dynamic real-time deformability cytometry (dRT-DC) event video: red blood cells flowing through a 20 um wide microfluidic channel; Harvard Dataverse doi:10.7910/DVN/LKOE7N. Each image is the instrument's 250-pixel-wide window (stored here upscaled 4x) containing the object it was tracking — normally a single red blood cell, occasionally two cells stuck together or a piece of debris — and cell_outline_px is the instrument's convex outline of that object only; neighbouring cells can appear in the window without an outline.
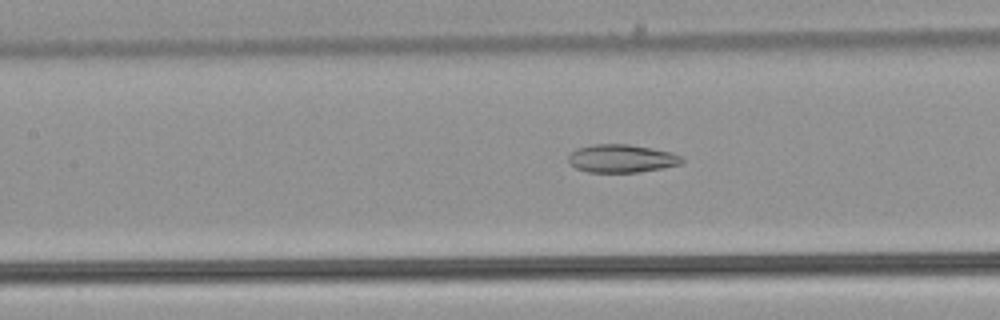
{"species": "common noctule bat (a hibernating species)", "species_latin": "Nyctalus noctula", "temperature_condition": "warm", "stored_images_in_passage": 51, "camera_frame_rate_fps": 3000, "um_per_image_px": 0.085, "animal": {"sex": "male", "body_mass_g": 21.5, "forearm_length_mm": 52.0}, "frame": {"image": 1, "passage_image": 23, "time_ms": 7.333, "image_size_px": [1000, 320], "cell_outline_px": [[684, 160], [680, 164], [640, 172], [588, 172], [576, 168], [568, 160], [568, 156], [576, 148], [592, 144], [628, 144], [652, 148], [672, 152], [680, 156]], "centroid_in_image_um": [52.82, 13.46], "position_along_channel_um": 154.6, "area_um2": 18.5}}
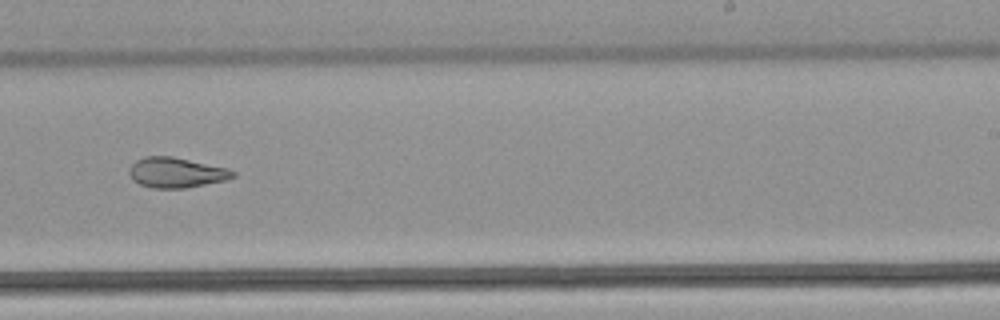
{"frame": {"image": 2, "passage_image": 32, "time_ms": 10.333, "image_size_px": [1000, 320], "cell_outline_px": [[236, 176], [228, 180], [184, 188], [152, 188], [140, 184], [132, 180], [128, 172], [128, 168], [136, 160], [144, 156], [172, 156], [228, 168], [236, 172]], "centroid_in_image_um": [14.98, 14.67], "position_along_channel_um": 274.0, "area_um2": 18.44}}
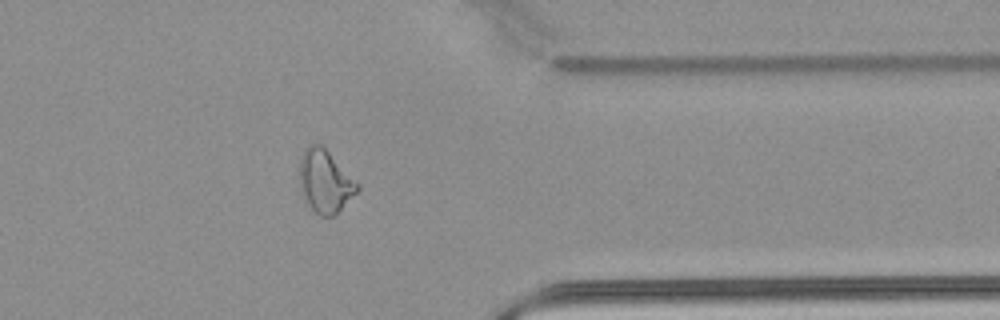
{"frame": {"image": 3, "passage_image": 41, "time_ms": 13.333, "image_size_px": [1000, 320], "cell_outline_px": [[360, 188], [336, 216], [320, 216], [312, 208], [300, 188], [300, 160], [304, 152], [316, 140], [360, 184]], "centroid_in_image_um": [27.67, 15.43], "position_along_channel_um": 383.7, "area_um2": 20.75}, "authors_computed_cell_mechanics": {"area_um2": 22.4264, "velocity_mm_per_s": 3.9955, "shape_relaxation_time_tau1_ms": null, "shape_relaxation_time_tau2_ms": 2.8549, "deformation_change_tau1": null, "deformation_change_tau2": 0.0984}}